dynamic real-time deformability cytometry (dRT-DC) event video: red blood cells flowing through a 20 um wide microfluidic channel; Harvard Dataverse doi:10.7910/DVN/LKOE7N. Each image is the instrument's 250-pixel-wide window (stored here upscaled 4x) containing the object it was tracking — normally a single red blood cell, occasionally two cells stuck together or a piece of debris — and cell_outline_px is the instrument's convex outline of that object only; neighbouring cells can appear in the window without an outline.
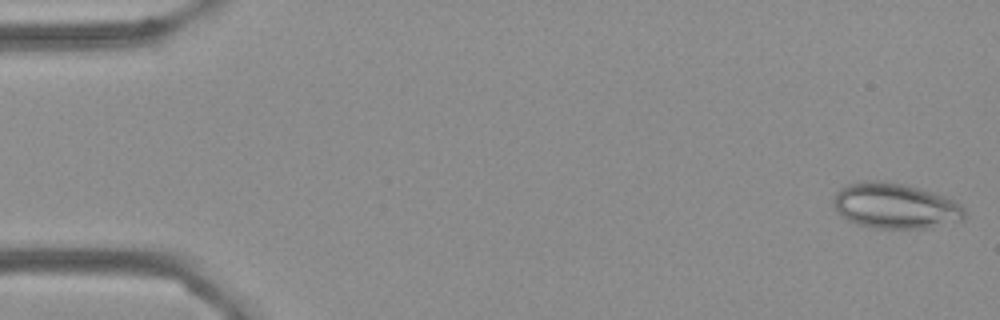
{"species": "Egyptian fruit bat (a non-hibernating species)", "species_latin": "Rousettus aegyptiacus", "temperature_condition": "cold", "stored_images_in_passage": 4, "camera_frame_rate_fps": 3000, "um_per_image_px": 0.085, "frame": {"image": 1, "passage_image": 1, "time_ms": 0.0, "image_size_px": [1000, 320], "cell_outline_px": [[964, 220], [924, 228], [872, 228], [848, 220], [836, 208], [832, 200], [836, 192], [840, 188], [856, 180], [880, 180], [904, 184], [932, 192], [952, 200], [960, 204], [964, 208]], "centroid_in_image_um": [76.06, 17.48], "position_along_channel_um": 8.9, "area_um2": 34.51}}